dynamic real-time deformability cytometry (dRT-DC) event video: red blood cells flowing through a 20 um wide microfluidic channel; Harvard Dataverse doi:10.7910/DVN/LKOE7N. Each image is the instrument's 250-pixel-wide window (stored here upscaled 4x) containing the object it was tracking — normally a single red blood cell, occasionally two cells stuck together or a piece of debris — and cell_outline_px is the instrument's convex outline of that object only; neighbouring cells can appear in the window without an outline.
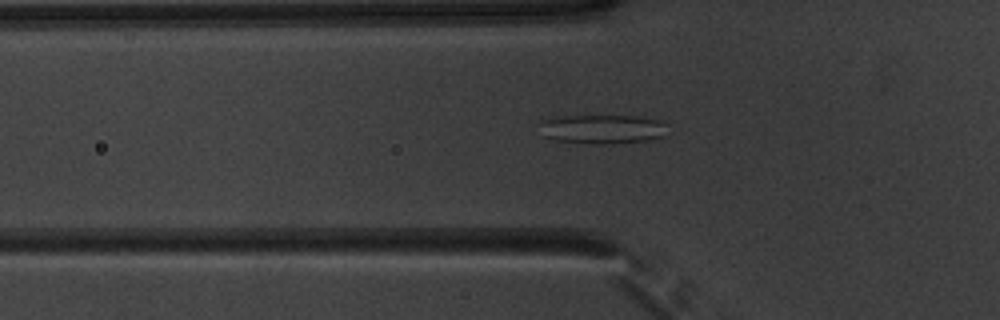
{"species": "common noctule bat (a hibernating species)", "species_latin": "Nyctalus noctula", "temperature_condition": "warm", "stored_images_in_passage": 52, "camera_frame_rate_fps": 3000, "um_per_image_px": 0.085, "animal": {"sex": "male", "body_mass_g": 20.1, "forearm_length_mm": 53.5}, "frame": {"image": 1, "passage_image": 18, "time_ms": 5.667, "image_size_px": [1000, 320], "cell_outline_px": [[668, 124], [664, 136], [652, 140], [612, 144], [588, 144], [556, 140], [544, 136], [536, 124], [552, 116], [636, 116], [656, 120]], "centroid_in_image_um": [51.17, 10.98], "position_along_channel_um": 74.6, "area_um2": 22.14}}
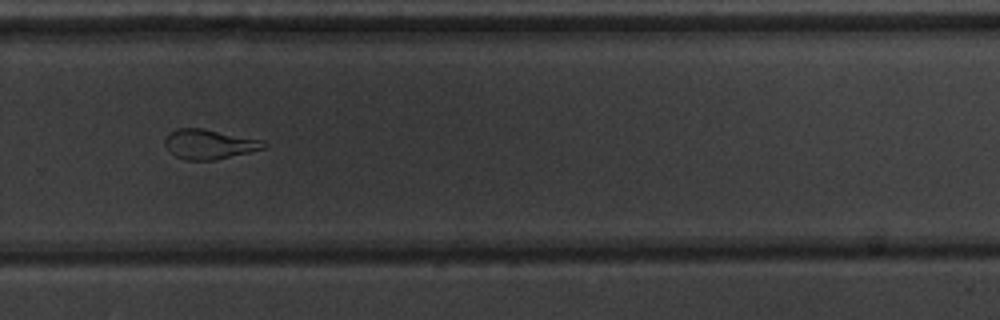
{"frame": {"image": 2, "passage_image": 36, "time_ms": 11.667, "image_size_px": [1000, 320], "cell_outline_px": [[268, 148], [216, 160], [184, 160], [176, 156], [164, 144], [164, 140], [168, 132], [176, 128], [204, 128], [264, 140], [268, 144]], "centroid_in_image_um": [17.83, 12.25], "position_along_channel_um": 312.0, "area_um2": 17.46}}
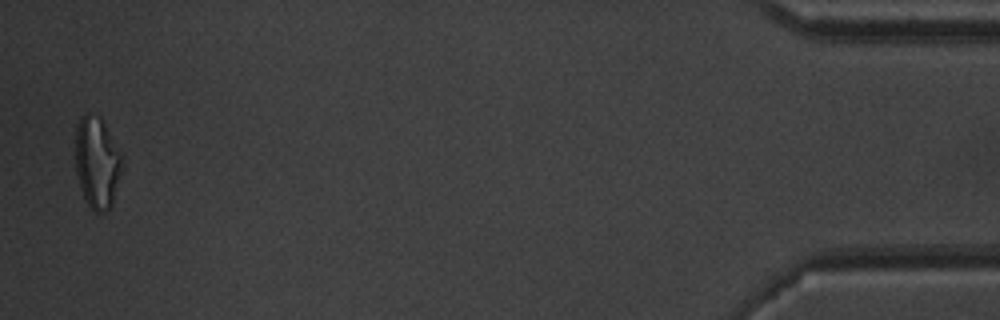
{"frame": {"image": 3, "passage_image": 51, "time_ms": 16.667, "image_size_px": [1000, 320], "cell_outline_px": [[120, 172], [112, 204], [104, 212], [96, 212], [84, 200], [80, 188], [76, 172], [76, 124], [80, 116], [84, 112], [88, 112], [100, 116], [120, 152]], "centroid_in_image_um": [8.2, 13.77], "position_along_channel_um": 427.0, "area_um2": 24.57}, "authors_computed_cell_mechanics": {"area_um2": 21.9929, "velocity_mm_per_s": 3.9523, "shape_relaxation_time_tau1_ms": null, "shape_relaxation_time_tau2_ms": 2.2284, "deformation_change_tau1": null, "deformation_change_tau2": 0.1079}}